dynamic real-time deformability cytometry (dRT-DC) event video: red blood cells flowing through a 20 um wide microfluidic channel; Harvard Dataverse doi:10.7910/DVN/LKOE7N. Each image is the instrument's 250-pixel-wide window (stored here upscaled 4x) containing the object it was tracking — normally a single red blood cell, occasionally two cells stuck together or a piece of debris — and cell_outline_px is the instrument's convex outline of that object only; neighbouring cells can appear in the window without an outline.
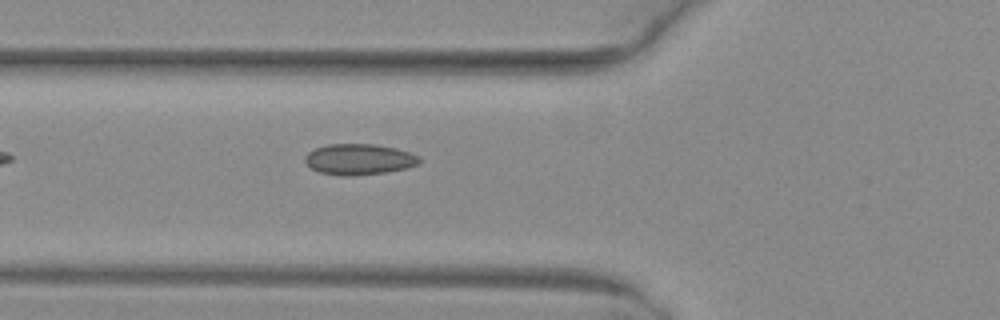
{"species": "common noctule bat (a hibernating species)", "species_latin": "Nyctalus noctula", "temperature_condition": "warm", "stored_images_in_passage": 4, "camera_frame_rate_fps": 3000, "um_per_image_px": 0.085, "animal": {"sex": "female", "body_mass_g": 29.2, "forearm_length_mm": 56.3}, "frame": {"image": 1, "passage_image": 4, "time_ms": 1.0, "image_size_px": [1000, 320], "cell_outline_px": [[420, 164], [408, 168], [388, 172], [356, 176], [340, 176], [320, 172], [312, 168], [304, 160], [304, 156], [308, 152], [316, 148], [328, 144], [376, 144], [396, 148], [420, 156]], "centroid_in_image_um": [30.55, 13.55], "position_along_channel_um": 95.3, "area_um2": 20.81}}